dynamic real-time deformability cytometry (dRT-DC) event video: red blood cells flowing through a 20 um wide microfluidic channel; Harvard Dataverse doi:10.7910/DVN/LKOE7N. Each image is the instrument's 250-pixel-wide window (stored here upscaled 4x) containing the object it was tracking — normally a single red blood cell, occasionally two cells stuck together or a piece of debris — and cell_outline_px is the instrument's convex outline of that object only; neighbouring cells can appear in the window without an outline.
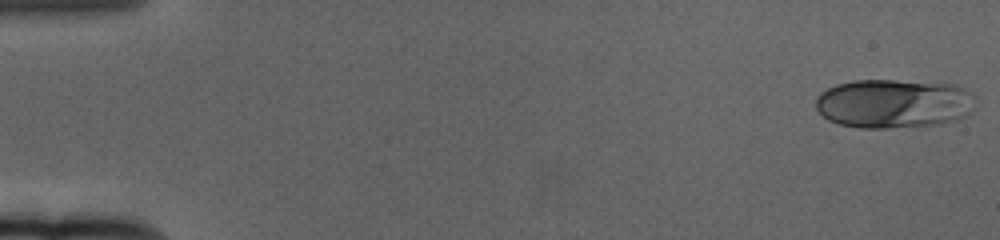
{"species": "human", "species_latin": "Homo sapiens", "temperature_condition": "cold", "stored_images_in_passage": 59, "camera_frame_rate_fps": 3000, "um_per_image_px": 0.085, "donor": {"sex": "female"}, "frame": {"image": 1, "passage_image": 1, "time_ms": 0.0, "image_size_px": [1000, 240], "cell_outline_px": [[976, 108], [964, 116], [956, 120], [940, 124], [884, 128], [860, 128], [840, 124], [828, 120], [816, 108], [816, 96], [820, 92], [836, 84], [852, 80], [892, 80], [956, 84], [972, 92]], "centroid_in_image_um": [75.98, 8.79], "position_along_channel_um": 9.0, "area_um2": 46.01}}
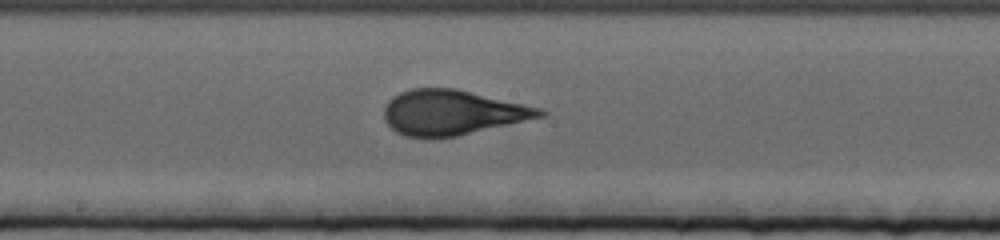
{"frame": {"image": 2, "passage_image": 32, "time_ms": 10.333, "image_size_px": [1000, 240], "cell_outline_px": [[548, 116], [456, 136], [428, 140], [404, 136], [396, 132], [384, 120], [384, 108], [388, 100], [392, 96], [400, 92], [412, 88], [456, 88], [524, 104], [540, 108], [548, 112]], "centroid_in_image_um": [38.43, 9.58], "position_along_channel_um": 209.8, "area_um2": 41.44}}
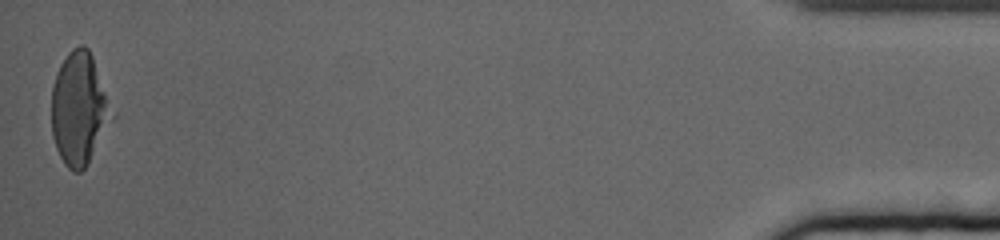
{"frame": {"image": 3, "passage_image": 59, "time_ms": 19.333, "image_size_px": [1000, 240], "cell_outline_px": [[116, 116], [88, 164], [80, 172], [72, 172], [64, 164], [56, 148], [52, 136], [52, 84], [56, 72], [60, 64], [68, 52], [72, 48], [80, 44], [84, 44], [88, 48], [92, 56]], "centroid_in_image_um": [6.74, 9.26], "position_along_channel_um": 428.5, "area_um2": 40.11}, "authors_computed_cell_mechanics": {"area_um2": 40.3444, "velocity_mm_per_s": 3.3698, "shape_relaxation_time_tau1_ms": 4.426, "shape_relaxation_time_tau2_ms": 0.7881, "deformation_change_tau1": 0.186, "deformation_change_tau2": 0.0772}}